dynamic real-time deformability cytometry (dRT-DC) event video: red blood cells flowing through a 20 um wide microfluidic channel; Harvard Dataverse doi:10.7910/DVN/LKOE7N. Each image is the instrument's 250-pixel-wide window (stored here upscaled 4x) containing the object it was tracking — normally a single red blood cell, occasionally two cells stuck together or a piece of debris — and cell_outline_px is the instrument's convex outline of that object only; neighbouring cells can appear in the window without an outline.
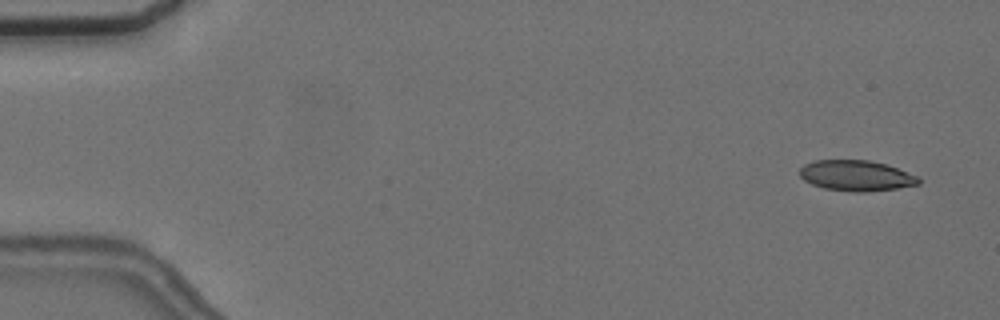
{"species": "common noctule bat (a hibernating species)", "species_latin": "Nyctalus noctula", "temperature_condition": "cold", "stored_images_in_passage": 4, "camera_frame_rate_fps": 3000, "um_per_image_px": 0.085, "animal": {"sex": "female", "body_mass_g": 24.6, "forearm_length_mm": 56.2}, "frame": {"image": 1, "passage_image": 1, "time_ms": 0.0, "image_size_px": [1000, 320], "cell_outline_px": [[920, 184], [896, 188], [868, 192], [852, 192], [824, 188], [812, 184], [804, 180], [800, 176], [800, 168], [804, 164], [816, 160], [868, 160], [884, 164], [920, 176]], "centroid_in_image_um": [72.78, 14.93], "position_along_channel_um": 12.2, "area_um2": 21.21}}